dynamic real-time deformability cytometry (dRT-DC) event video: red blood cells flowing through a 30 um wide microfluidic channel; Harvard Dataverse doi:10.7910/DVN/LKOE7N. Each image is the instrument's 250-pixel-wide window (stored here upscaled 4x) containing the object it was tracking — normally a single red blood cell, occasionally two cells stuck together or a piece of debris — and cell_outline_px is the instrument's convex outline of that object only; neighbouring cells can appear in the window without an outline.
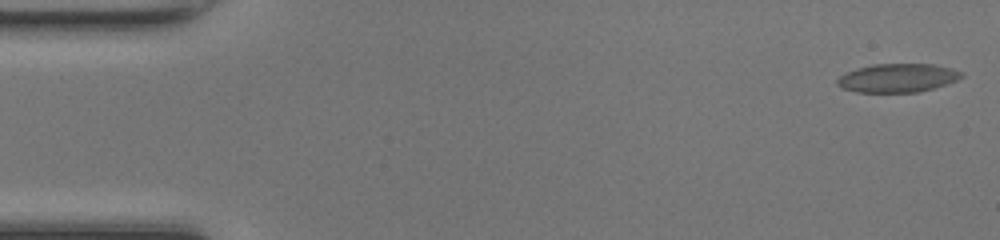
{"species": "common noctule bat (a hibernating species)", "species_latin": "Nyctalus noctula", "temperature_condition": "room temperature", "stored_images_in_passage": 49, "camera_frame_rate_fps": 3000, "um_per_image_px": 0.085, "animal": {"sex": "female", "body_mass_g": 17.0, "forearm_length_mm": 48.0}, "frame": {"image": 1, "passage_image": 1, "time_ms": 0.0, "image_size_px": [1000, 240], "cell_outline_px": [[964, 76], [956, 80], [932, 88], [916, 92], [856, 92], [840, 88], [836, 84], [836, 80], [840, 76], [856, 68], [872, 64], [932, 64], [952, 68], [960, 72]], "centroid_in_image_um": [76.24, 6.62], "position_along_channel_um": 8.8, "area_um2": 20.58}}
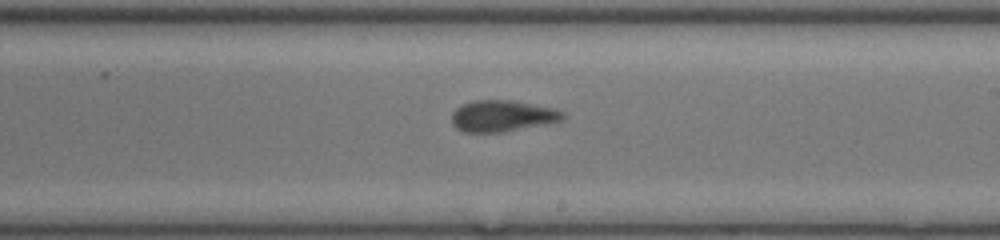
{"frame": {"image": 2, "passage_image": 28, "time_ms": 9.0, "image_size_px": [1000, 240], "cell_outline_px": [[564, 116], [560, 120], [504, 132], [464, 132], [456, 128], [452, 124], [452, 112], [456, 108], [464, 104], [476, 100], [508, 100], [556, 108], [564, 112]], "centroid_in_image_um": [42.66, 9.85], "position_along_channel_um": 246.3, "area_um2": 20.0}}
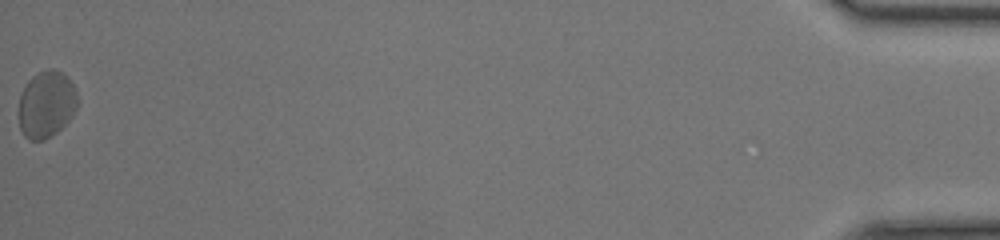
{"frame": {"image": 3, "passage_image": 49, "time_ms": 16.0, "image_size_px": [1000, 240], "cell_outline_px": [[76, 108], [72, 116], [56, 132], [44, 140], [28, 140], [24, 136], [20, 128], [20, 96], [28, 80], [32, 76], [48, 68], [52, 68], [60, 72], [72, 84], [76, 92]], "centroid_in_image_um": [3.92, 8.88], "position_along_channel_um": 431.3, "area_um2": 22.37}, "authors_computed_cell_mechanics": {"area_um2": 20.519, "velocity_mm_per_s": 4.1989, "shape_relaxation_time_tau1_ms": 5.6616, "shape_relaxation_time_tau2_ms": 1.6972, "deformation_change_tau1": 0.1092, "deformation_change_tau2": 0.0654}}